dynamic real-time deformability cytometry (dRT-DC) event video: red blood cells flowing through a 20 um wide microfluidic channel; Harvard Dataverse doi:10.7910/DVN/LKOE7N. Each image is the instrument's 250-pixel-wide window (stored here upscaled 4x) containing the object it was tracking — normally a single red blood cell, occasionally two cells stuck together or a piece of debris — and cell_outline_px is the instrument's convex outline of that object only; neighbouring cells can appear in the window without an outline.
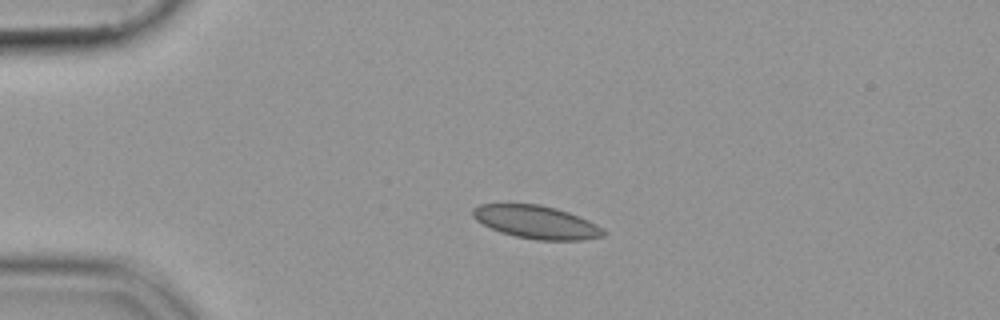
{"species": "common noctule bat (a hibernating species)", "species_latin": "Nyctalus noctula", "temperature_condition": "cold", "stored_images_in_passage": 43, "camera_frame_rate_fps": 3000, "um_per_image_px": 0.085, "animal": {"sex": "female", "body_mass_g": 19.9}, "frame": {"image": 1, "passage_image": 1, "time_ms": 0.0, "image_size_px": [1000, 320], "cell_outline_px": [[608, 232], [604, 236], [584, 240], [536, 240], [516, 236], [500, 232], [476, 220], [472, 216], [472, 208], [480, 204], [540, 204], [556, 208], [568, 212], [588, 220], [604, 228]], "centroid_in_image_um": [45.62, 18.88], "position_along_channel_um": 39.4, "area_um2": 25.2}}
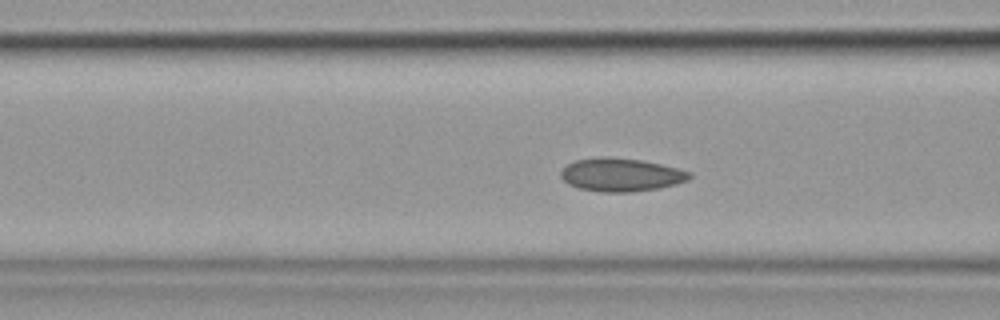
{"frame": {"image": 2, "passage_image": 10, "time_ms": 3.0, "image_size_px": [1000, 320], "cell_outline_px": [[692, 176], [688, 180], [676, 184], [660, 188], [632, 192], [600, 192], [580, 188], [568, 184], [560, 176], [560, 172], [568, 164], [576, 160], [640, 160], [660, 164], [692, 172]], "centroid_in_image_um": [52.85, 14.91], "position_along_channel_um": 113.8, "area_um2": 23.93}}
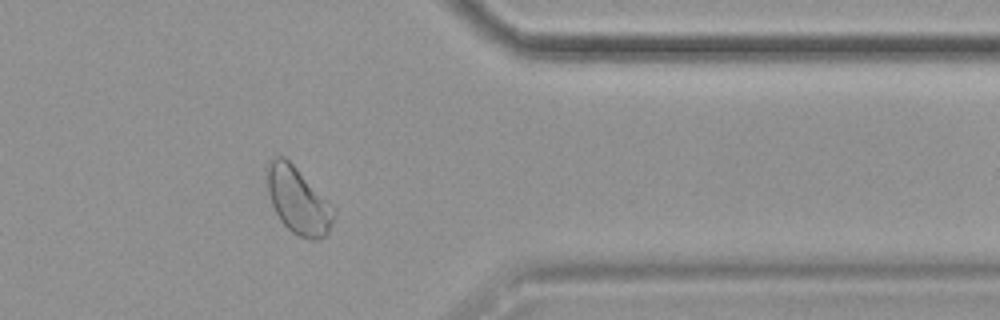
{"frame": {"image": 3, "passage_image": 33, "time_ms": 10.667, "image_size_px": [1000, 320], "cell_outline_px": [[336, 216], [328, 232], [320, 240], [308, 240], [292, 232], [280, 220], [272, 204], [268, 192], [264, 168], [276, 156], [284, 156], [336, 208]], "centroid_in_image_um": [25.35, 17.06], "position_along_channel_um": 386.1, "area_um2": 26.01}}